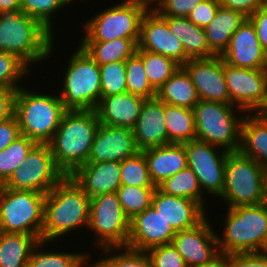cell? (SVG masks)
<instances>
[{
	"instance_id": "7dc6e473",
	"label": "cell",
	"mask_w": 267,
	"mask_h": 267,
	"mask_svg": "<svg viewBox=\"0 0 267 267\" xmlns=\"http://www.w3.org/2000/svg\"><path fill=\"white\" fill-rule=\"evenodd\" d=\"M228 267H267V256L260 253L229 254Z\"/></svg>"
},
{
	"instance_id": "91938a15",
	"label": "cell",
	"mask_w": 267,
	"mask_h": 267,
	"mask_svg": "<svg viewBox=\"0 0 267 267\" xmlns=\"http://www.w3.org/2000/svg\"><path fill=\"white\" fill-rule=\"evenodd\" d=\"M260 114L267 116V102H266V105L264 106L263 110L260 112Z\"/></svg>"
},
{
	"instance_id": "836d02e7",
	"label": "cell",
	"mask_w": 267,
	"mask_h": 267,
	"mask_svg": "<svg viewBox=\"0 0 267 267\" xmlns=\"http://www.w3.org/2000/svg\"><path fill=\"white\" fill-rule=\"evenodd\" d=\"M157 188L164 194L192 199L198 202L207 212L206 195L202 193L197 176L187 166L170 178L165 179ZM205 197V198H204Z\"/></svg>"
},
{
	"instance_id": "d6a6232c",
	"label": "cell",
	"mask_w": 267,
	"mask_h": 267,
	"mask_svg": "<svg viewBox=\"0 0 267 267\" xmlns=\"http://www.w3.org/2000/svg\"><path fill=\"white\" fill-rule=\"evenodd\" d=\"M165 125L168 144H182L196 139V126L193 110L165 104Z\"/></svg>"
},
{
	"instance_id": "74e56055",
	"label": "cell",
	"mask_w": 267,
	"mask_h": 267,
	"mask_svg": "<svg viewBox=\"0 0 267 267\" xmlns=\"http://www.w3.org/2000/svg\"><path fill=\"white\" fill-rule=\"evenodd\" d=\"M127 92L150 99L156 97V91L148 82L143 59L135 52L125 60Z\"/></svg>"
},
{
	"instance_id": "4316f807",
	"label": "cell",
	"mask_w": 267,
	"mask_h": 267,
	"mask_svg": "<svg viewBox=\"0 0 267 267\" xmlns=\"http://www.w3.org/2000/svg\"><path fill=\"white\" fill-rule=\"evenodd\" d=\"M170 31L181 41L188 59H204L216 56L206 40L205 29L195 25L187 17L162 16Z\"/></svg>"
},
{
	"instance_id": "2e32d148",
	"label": "cell",
	"mask_w": 267,
	"mask_h": 267,
	"mask_svg": "<svg viewBox=\"0 0 267 267\" xmlns=\"http://www.w3.org/2000/svg\"><path fill=\"white\" fill-rule=\"evenodd\" d=\"M212 225V221L207 216L197 226L177 231L173 237L172 244L187 267H200L219 253L215 234L217 229Z\"/></svg>"
},
{
	"instance_id": "b9f144b4",
	"label": "cell",
	"mask_w": 267,
	"mask_h": 267,
	"mask_svg": "<svg viewBox=\"0 0 267 267\" xmlns=\"http://www.w3.org/2000/svg\"><path fill=\"white\" fill-rule=\"evenodd\" d=\"M66 5H72L69 0H22L21 11L27 16L39 20L53 34L54 22L53 15L58 14Z\"/></svg>"
},
{
	"instance_id": "11a10c76",
	"label": "cell",
	"mask_w": 267,
	"mask_h": 267,
	"mask_svg": "<svg viewBox=\"0 0 267 267\" xmlns=\"http://www.w3.org/2000/svg\"><path fill=\"white\" fill-rule=\"evenodd\" d=\"M22 0H0V12L9 10H21Z\"/></svg>"
},
{
	"instance_id": "7c38bea8",
	"label": "cell",
	"mask_w": 267,
	"mask_h": 267,
	"mask_svg": "<svg viewBox=\"0 0 267 267\" xmlns=\"http://www.w3.org/2000/svg\"><path fill=\"white\" fill-rule=\"evenodd\" d=\"M64 176L55 165L49 144H36L2 187L47 194Z\"/></svg>"
},
{
	"instance_id": "6da1fadb",
	"label": "cell",
	"mask_w": 267,
	"mask_h": 267,
	"mask_svg": "<svg viewBox=\"0 0 267 267\" xmlns=\"http://www.w3.org/2000/svg\"><path fill=\"white\" fill-rule=\"evenodd\" d=\"M89 210L90 197L71 175H65L45 196L41 241L57 244L68 233L87 229Z\"/></svg>"
},
{
	"instance_id": "8fae6325",
	"label": "cell",
	"mask_w": 267,
	"mask_h": 267,
	"mask_svg": "<svg viewBox=\"0 0 267 267\" xmlns=\"http://www.w3.org/2000/svg\"><path fill=\"white\" fill-rule=\"evenodd\" d=\"M147 10L139 5L116 3L83 21L84 35L79 41H111L139 38L141 20Z\"/></svg>"
},
{
	"instance_id": "9c48e42d",
	"label": "cell",
	"mask_w": 267,
	"mask_h": 267,
	"mask_svg": "<svg viewBox=\"0 0 267 267\" xmlns=\"http://www.w3.org/2000/svg\"><path fill=\"white\" fill-rule=\"evenodd\" d=\"M263 167L240 151L228 152L224 188L220 200L228 208L264 203Z\"/></svg>"
},
{
	"instance_id": "ac0fdd59",
	"label": "cell",
	"mask_w": 267,
	"mask_h": 267,
	"mask_svg": "<svg viewBox=\"0 0 267 267\" xmlns=\"http://www.w3.org/2000/svg\"><path fill=\"white\" fill-rule=\"evenodd\" d=\"M138 152L132 129L100 124L87 163L122 162Z\"/></svg>"
},
{
	"instance_id": "30bf717a",
	"label": "cell",
	"mask_w": 267,
	"mask_h": 267,
	"mask_svg": "<svg viewBox=\"0 0 267 267\" xmlns=\"http://www.w3.org/2000/svg\"><path fill=\"white\" fill-rule=\"evenodd\" d=\"M89 231L95 247L127 246L130 219L125 215L117 193L99 194L90 198Z\"/></svg>"
},
{
	"instance_id": "8d00e7d4",
	"label": "cell",
	"mask_w": 267,
	"mask_h": 267,
	"mask_svg": "<svg viewBox=\"0 0 267 267\" xmlns=\"http://www.w3.org/2000/svg\"><path fill=\"white\" fill-rule=\"evenodd\" d=\"M35 145L34 141L21 134L6 149L0 151V186L24 162Z\"/></svg>"
},
{
	"instance_id": "f5cc1de1",
	"label": "cell",
	"mask_w": 267,
	"mask_h": 267,
	"mask_svg": "<svg viewBox=\"0 0 267 267\" xmlns=\"http://www.w3.org/2000/svg\"><path fill=\"white\" fill-rule=\"evenodd\" d=\"M229 264V254L224 252H219L210 261L206 262L200 267H228Z\"/></svg>"
},
{
	"instance_id": "f6af8a7d",
	"label": "cell",
	"mask_w": 267,
	"mask_h": 267,
	"mask_svg": "<svg viewBox=\"0 0 267 267\" xmlns=\"http://www.w3.org/2000/svg\"><path fill=\"white\" fill-rule=\"evenodd\" d=\"M203 0H159L155 9L161 16L187 17Z\"/></svg>"
},
{
	"instance_id": "f907efd6",
	"label": "cell",
	"mask_w": 267,
	"mask_h": 267,
	"mask_svg": "<svg viewBox=\"0 0 267 267\" xmlns=\"http://www.w3.org/2000/svg\"><path fill=\"white\" fill-rule=\"evenodd\" d=\"M224 8L240 11L249 17L260 7L267 5V0H220Z\"/></svg>"
},
{
	"instance_id": "cb8c5ba5",
	"label": "cell",
	"mask_w": 267,
	"mask_h": 267,
	"mask_svg": "<svg viewBox=\"0 0 267 267\" xmlns=\"http://www.w3.org/2000/svg\"><path fill=\"white\" fill-rule=\"evenodd\" d=\"M145 98L123 93L101 97L96 113L100 124L133 129Z\"/></svg>"
},
{
	"instance_id": "d590c367",
	"label": "cell",
	"mask_w": 267,
	"mask_h": 267,
	"mask_svg": "<svg viewBox=\"0 0 267 267\" xmlns=\"http://www.w3.org/2000/svg\"><path fill=\"white\" fill-rule=\"evenodd\" d=\"M100 250L102 257L97 259V262L102 267H152L147 253L140 250L127 246L106 247Z\"/></svg>"
},
{
	"instance_id": "680465c9",
	"label": "cell",
	"mask_w": 267,
	"mask_h": 267,
	"mask_svg": "<svg viewBox=\"0 0 267 267\" xmlns=\"http://www.w3.org/2000/svg\"><path fill=\"white\" fill-rule=\"evenodd\" d=\"M260 254L267 256V236L263 243L262 249L260 251Z\"/></svg>"
},
{
	"instance_id": "816d5d0a",
	"label": "cell",
	"mask_w": 267,
	"mask_h": 267,
	"mask_svg": "<svg viewBox=\"0 0 267 267\" xmlns=\"http://www.w3.org/2000/svg\"><path fill=\"white\" fill-rule=\"evenodd\" d=\"M16 91L0 87V122L14 115V100Z\"/></svg>"
},
{
	"instance_id": "ffe728a7",
	"label": "cell",
	"mask_w": 267,
	"mask_h": 267,
	"mask_svg": "<svg viewBox=\"0 0 267 267\" xmlns=\"http://www.w3.org/2000/svg\"><path fill=\"white\" fill-rule=\"evenodd\" d=\"M176 231L152 207L130 219L127 247L146 252L150 248L170 244Z\"/></svg>"
},
{
	"instance_id": "5bb4252c",
	"label": "cell",
	"mask_w": 267,
	"mask_h": 267,
	"mask_svg": "<svg viewBox=\"0 0 267 267\" xmlns=\"http://www.w3.org/2000/svg\"><path fill=\"white\" fill-rule=\"evenodd\" d=\"M230 104L245 113H260L267 102V69H247L224 62Z\"/></svg>"
},
{
	"instance_id": "9a60e30c",
	"label": "cell",
	"mask_w": 267,
	"mask_h": 267,
	"mask_svg": "<svg viewBox=\"0 0 267 267\" xmlns=\"http://www.w3.org/2000/svg\"><path fill=\"white\" fill-rule=\"evenodd\" d=\"M137 50L161 54L181 66L189 60L181 41L170 31L167 21L156 10H147L142 17Z\"/></svg>"
},
{
	"instance_id": "d4e9b609",
	"label": "cell",
	"mask_w": 267,
	"mask_h": 267,
	"mask_svg": "<svg viewBox=\"0 0 267 267\" xmlns=\"http://www.w3.org/2000/svg\"><path fill=\"white\" fill-rule=\"evenodd\" d=\"M142 153L147 161L150 178L156 187L188 166L183 144L171 143L143 150Z\"/></svg>"
},
{
	"instance_id": "ee69618b",
	"label": "cell",
	"mask_w": 267,
	"mask_h": 267,
	"mask_svg": "<svg viewBox=\"0 0 267 267\" xmlns=\"http://www.w3.org/2000/svg\"><path fill=\"white\" fill-rule=\"evenodd\" d=\"M152 267H187L172 243L156 246L146 251Z\"/></svg>"
},
{
	"instance_id": "1f68e13d",
	"label": "cell",
	"mask_w": 267,
	"mask_h": 267,
	"mask_svg": "<svg viewBox=\"0 0 267 267\" xmlns=\"http://www.w3.org/2000/svg\"><path fill=\"white\" fill-rule=\"evenodd\" d=\"M48 244L49 242L39 241L30 254L27 267H84L91 258V253L85 251L77 253L72 249L71 252L61 250L59 252L56 249H48L46 247Z\"/></svg>"
},
{
	"instance_id": "f1b7e54d",
	"label": "cell",
	"mask_w": 267,
	"mask_h": 267,
	"mask_svg": "<svg viewBox=\"0 0 267 267\" xmlns=\"http://www.w3.org/2000/svg\"><path fill=\"white\" fill-rule=\"evenodd\" d=\"M156 97L163 103L193 109L199 102L196 87L183 66L156 91Z\"/></svg>"
},
{
	"instance_id": "7bdbcfd3",
	"label": "cell",
	"mask_w": 267,
	"mask_h": 267,
	"mask_svg": "<svg viewBox=\"0 0 267 267\" xmlns=\"http://www.w3.org/2000/svg\"><path fill=\"white\" fill-rule=\"evenodd\" d=\"M101 97L127 92L125 61L99 65Z\"/></svg>"
},
{
	"instance_id": "6f0895ef",
	"label": "cell",
	"mask_w": 267,
	"mask_h": 267,
	"mask_svg": "<svg viewBox=\"0 0 267 267\" xmlns=\"http://www.w3.org/2000/svg\"><path fill=\"white\" fill-rule=\"evenodd\" d=\"M91 260H93V259H89V260L85 263L84 267H102L97 261H95V262L92 263ZM90 263H91V264H90Z\"/></svg>"
},
{
	"instance_id": "7a4b0ae2",
	"label": "cell",
	"mask_w": 267,
	"mask_h": 267,
	"mask_svg": "<svg viewBox=\"0 0 267 267\" xmlns=\"http://www.w3.org/2000/svg\"><path fill=\"white\" fill-rule=\"evenodd\" d=\"M54 38L39 20L21 10L0 12V51L15 54L29 68L53 56Z\"/></svg>"
},
{
	"instance_id": "681fc988",
	"label": "cell",
	"mask_w": 267,
	"mask_h": 267,
	"mask_svg": "<svg viewBox=\"0 0 267 267\" xmlns=\"http://www.w3.org/2000/svg\"><path fill=\"white\" fill-rule=\"evenodd\" d=\"M248 19L255 27L261 46L267 52V5L260 7Z\"/></svg>"
},
{
	"instance_id": "c3c4849f",
	"label": "cell",
	"mask_w": 267,
	"mask_h": 267,
	"mask_svg": "<svg viewBox=\"0 0 267 267\" xmlns=\"http://www.w3.org/2000/svg\"><path fill=\"white\" fill-rule=\"evenodd\" d=\"M20 135V128L15 115L0 122V151L6 149Z\"/></svg>"
},
{
	"instance_id": "7402d4cb",
	"label": "cell",
	"mask_w": 267,
	"mask_h": 267,
	"mask_svg": "<svg viewBox=\"0 0 267 267\" xmlns=\"http://www.w3.org/2000/svg\"><path fill=\"white\" fill-rule=\"evenodd\" d=\"M165 103L157 97L145 99L133 134L139 151L168 144L165 121Z\"/></svg>"
},
{
	"instance_id": "f546056e",
	"label": "cell",
	"mask_w": 267,
	"mask_h": 267,
	"mask_svg": "<svg viewBox=\"0 0 267 267\" xmlns=\"http://www.w3.org/2000/svg\"><path fill=\"white\" fill-rule=\"evenodd\" d=\"M39 241L35 235L0 231V267H27Z\"/></svg>"
},
{
	"instance_id": "277c9868",
	"label": "cell",
	"mask_w": 267,
	"mask_h": 267,
	"mask_svg": "<svg viewBox=\"0 0 267 267\" xmlns=\"http://www.w3.org/2000/svg\"><path fill=\"white\" fill-rule=\"evenodd\" d=\"M27 88L17 89L14 100L20 133L36 144H49L67 110L56 91L39 93Z\"/></svg>"
},
{
	"instance_id": "bcb514c9",
	"label": "cell",
	"mask_w": 267,
	"mask_h": 267,
	"mask_svg": "<svg viewBox=\"0 0 267 267\" xmlns=\"http://www.w3.org/2000/svg\"><path fill=\"white\" fill-rule=\"evenodd\" d=\"M220 0H203L187 16L195 25L205 28L215 17L219 7Z\"/></svg>"
},
{
	"instance_id": "e0dca14e",
	"label": "cell",
	"mask_w": 267,
	"mask_h": 267,
	"mask_svg": "<svg viewBox=\"0 0 267 267\" xmlns=\"http://www.w3.org/2000/svg\"><path fill=\"white\" fill-rule=\"evenodd\" d=\"M183 67L190 75L200 100L230 103L221 56L189 59Z\"/></svg>"
},
{
	"instance_id": "9f6ffc18",
	"label": "cell",
	"mask_w": 267,
	"mask_h": 267,
	"mask_svg": "<svg viewBox=\"0 0 267 267\" xmlns=\"http://www.w3.org/2000/svg\"><path fill=\"white\" fill-rule=\"evenodd\" d=\"M264 203L267 204V167L262 170Z\"/></svg>"
},
{
	"instance_id": "603a6c76",
	"label": "cell",
	"mask_w": 267,
	"mask_h": 267,
	"mask_svg": "<svg viewBox=\"0 0 267 267\" xmlns=\"http://www.w3.org/2000/svg\"><path fill=\"white\" fill-rule=\"evenodd\" d=\"M71 176L90 198L99 194L114 193L121 186L120 162L85 163Z\"/></svg>"
},
{
	"instance_id": "94428289",
	"label": "cell",
	"mask_w": 267,
	"mask_h": 267,
	"mask_svg": "<svg viewBox=\"0 0 267 267\" xmlns=\"http://www.w3.org/2000/svg\"><path fill=\"white\" fill-rule=\"evenodd\" d=\"M69 1H70L71 3H74V2H76V1L78 2L79 0H76V1H75V0H69ZM80 1H81V0H80Z\"/></svg>"
},
{
	"instance_id": "3957f363",
	"label": "cell",
	"mask_w": 267,
	"mask_h": 267,
	"mask_svg": "<svg viewBox=\"0 0 267 267\" xmlns=\"http://www.w3.org/2000/svg\"><path fill=\"white\" fill-rule=\"evenodd\" d=\"M100 125L96 110H67L49 143L55 165L71 175L87 163L95 133Z\"/></svg>"
},
{
	"instance_id": "484cf974",
	"label": "cell",
	"mask_w": 267,
	"mask_h": 267,
	"mask_svg": "<svg viewBox=\"0 0 267 267\" xmlns=\"http://www.w3.org/2000/svg\"><path fill=\"white\" fill-rule=\"evenodd\" d=\"M239 151L262 167H267V116L260 113L245 114Z\"/></svg>"
},
{
	"instance_id": "4dcf8cb0",
	"label": "cell",
	"mask_w": 267,
	"mask_h": 267,
	"mask_svg": "<svg viewBox=\"0 0 267 267\" xmlns=\"http://www.w3.org/2000/svg\"><path fill=\"white\" fill-rule=\"evenodd\" d=\"M139 38H117L111 41H80L79 45L98 64L125 61L137 50Z\"/></svg>"
},
{
	"instance_id": "60d3db41",
	"label": "cell",
	"mask_w": 267,
	"mask_h": 267,
	"mask_svg": "<svg viewBox=\"0 0 267 267\" xmlns=\"http://www.w3.org/2000/svg\"><path fill=\"white\" fill-rule=\"evenodd\" d=\"M155 189L121 185L116 193L125 215L132 219L150 207Z\"/></svg>"
},
{
	"instance_id": "4fadbf2b",
	"label": "cell",
	"mask_w": 267,
	"mask_h": 267,
	"mask_svg": "<svg viewBox=\"0 0 267 267\" xmlns=\"http://www.w3.org/2000/svg\"><path fill=\"white\" fill-rule=\"evenodd\" d=\"M182 144L187 155V165L197 176L202 193L219 198L224 188L228 152L197 139Z\"/></svg>"
},
{
	"instance_id": "8992f818",
	"label": "cell",
	"mask_w": 267,
	"mask_h": 267,
	"mask_svg": "<svg viewBox=\"0 0 267 267\" xmlns=\"http://www.w3.org/2000/svg\"><path fill=\"white\" fill-rule=\"evenodd\" d=\"M193 114L196 139L226 150L239 151L245 112L230 104L199 100Z\"/></svg>"
},
{
	"instance_id": "52a82bcc",
	"label": "cell",
	"mask_w": 267,
	"mask_h": 267,
	"mask_svg": "<svg viewBox=\"0 0 267 267\" xmlns=\"http://www.w3.org/2000/svg\"><path fill=\"white\" fill-rule=\"evenodd\" d=\"M72 53L58 95L66 110H95L101 99L99 65L79 44Z\"/></svg>"
},
{
	"instance_id": "ab89813d",
	"label": "cell",
	"mask_w": 267,
	"mask_h": 267,
	"mask_svg": "<svg viewBox=\"0 0 267 267\" xmlns=\"http://www.w3.org/2000/svg\"><path fill=\"white\" fill-rule=\"evenodd\" d=\"M32 72L15 54L0 51V87L17 90L22 87V81ZM21 83V84H19Z\"/></svg>"
},
{
	"instance_id": "44dd1931",
	"label": "cell",
	"mask_w": 267,
	"mask_h": 267,
	"mask_svg": "<svg viewBox=\"0 0 267 267\" xmlns=\"http://www.w3.org/2000/svg\"><path fill=\"white\" fill-rule=\"evenodd\" d=\"M151 206L177 231L191 229L209 213L196 201L164 194L155 189Z\"/></svg>"
},
{
	"instance_id": "f35d334b",
	"label": "cell",
	"mask_w": 267,
	"mask_h": 267,
	"mask_svg": "<svg viewBox=\"0 0 267 267\" xmlns=\"http://www.w3.org/2000/svg\"><path fill=\"white\" fill-rule=\"evenodd\" d=\"M121 185L142 188H157L152 182L147 161L142 151L120 162Z\"/></svg>"
},
{
	"instance_id": "d6986e66",
	"label": "cell",
	"mask_w": 267,
	"mask_h": 267,
	"mask_svg": "<svg viewBox=\"0 0 267 267\" xmlns=\"http://www.w3.org/2000/svg\"><path fill=\"white\" fill-rule=\"evenodd\" d=\"M221 58L228 65L238 68L267 69V52L248 18L233 33Z\"/></svg>"
},
{
	"instance_id": "db71d44e",
	"label": "cell",
	"mask_w": 267,
	"mask_h": 267,
	"mask_svg": "<svg viewBox=\"0 0 267 267\" xmlns=\"http://www.w3.org/2000/svg\"><path fill=\"white\" fill-rule=\"evenodd\" d=\"M159 0H119V3L135 4L144 7L146 10H155Z\"/></svg>"
},
{
	"instance_id": "ba28073f",
	"label": "cell",
	"mask_w": 267,
	"mask_h": 267,
	"mask_svg": "<svg viewBox=\"0 0 267 267\" xmlns=\"http://www.w3.org/2000/svg\"><path fill=\"white\" fill-rule=\"evenodd\" d=\"M45 193L0 186V231L35 235L41 241Z\"/></svg>"
},
{
	"instance_id": "83f0119b",
	"label": "cell",
	"mask_w": 267,
	"mask_h": 267,
	"mask_svg": "<svg viewBox=\"0 0 267 267\" xmlns=\"http://www.w3.org/2000/svg\"><path fill=\"white\" fill-rule=\"evenodd\" d=\"M247 18L240 11L227 9L220 5L215 17L204 28L209 49L216 56H221L227 49L233 33Z\"/></svg>"
},
{
	"instance_id": "5b68a950",
	"label": "cell",
	"mask_w": 267,
	"mask_h": 267,
	"mask_svg": "<svg viewBox=\"0 0 267 267\" xmlns=\"http://www.w3.org/2000/svg\"><path fill=\"white\" fill-rule=\"evenodd\" d=\"M227 209L222 234L216 231L219 252L260 253L267 236V204L241 205ZM223 224V225H222Z\"/></svg>"
},
{
	"instance_id": "e575fe53",
	"label": "cell",
	"mask_w": 267,
	"mask_h": 267,
	"mask_svg": "<svg viewBox=\"0 0 267 267\" xmlns=\"http://www.w3.org/2000/svg\"><path fill=\"white\" fill-rule=\"evenodd\" d=\"M143 59L145 73L152 88L157 91L181 66L175 60L161 54L136 50Z\"/></svg>"
}]
</instances>
